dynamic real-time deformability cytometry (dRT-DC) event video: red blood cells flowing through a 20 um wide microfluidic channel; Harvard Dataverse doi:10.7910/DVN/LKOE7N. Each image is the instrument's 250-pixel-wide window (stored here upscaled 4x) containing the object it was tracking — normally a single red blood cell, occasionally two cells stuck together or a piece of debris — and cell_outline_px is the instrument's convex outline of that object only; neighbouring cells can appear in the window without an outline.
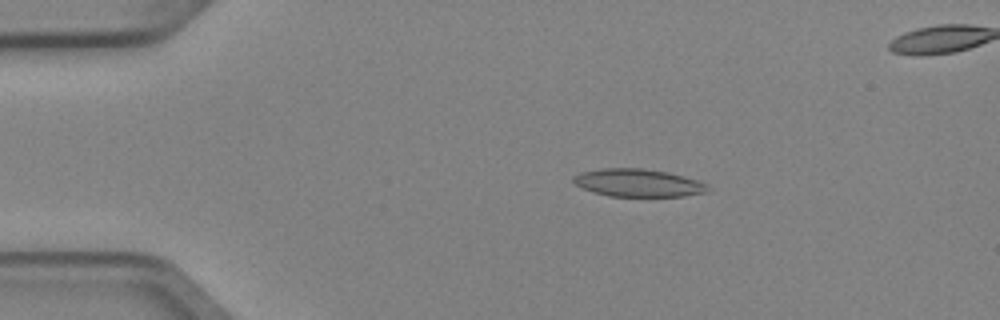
{"species": "Egyptian fruit bat (a non-hibernating species)", "species_latin": "Rousettus aegyptiacus", "temperature_condition": "cold", "stored_images_in_passage": 7, "camera_frame_rate_fps": 3000, "um_per_image_px": 0.085, "animal": {"sex": "female"}, "frame": {"image": 1, "passage_image": 4, "time_ms": 1.0, "image_size_px": [1000, 320], "cell_outline_px": [[708, 192], [684, 196], [608, 196], [592, 192], [576, 184], [572, 180], [572, 176], [580, 172], [600, 168], [644, 168], [668, 172], [684, 176], [696, 180], [704, 184], [708, 188]], "centroid_in_image_um": [54.19, 15.53], "position_along_channel_um": 30.8, "area_um2": 21.73}}
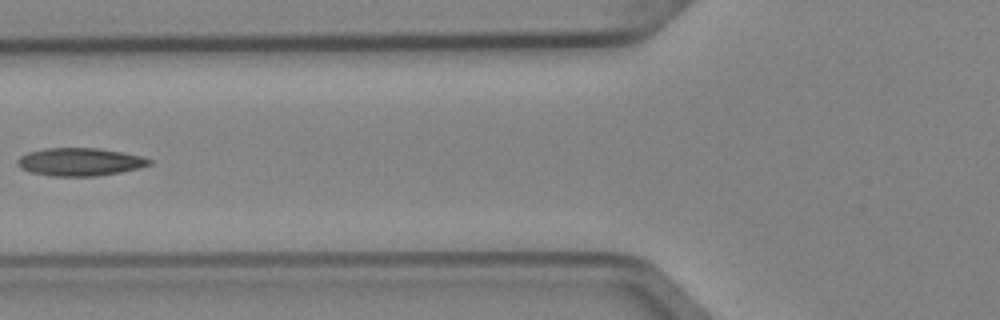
{"frame": {"image": 2, "passage_image": 7, "time_ms": 2.0, "image_size_px": [1000, 320], "cell_outline_px": [[152, 164], [140, 168], [120, 172], [96, 176], [48, 176], [32, 172], [20, 168], [16, 164], [16, 160], [20, 156], [28, 152], [44, 148], [100, 148], [144, 156], [152, 160]], "centroid_in_image_um": [6.8, 13.75], "position_along_channel_um": 119.0, "area_um2": 21.68}}